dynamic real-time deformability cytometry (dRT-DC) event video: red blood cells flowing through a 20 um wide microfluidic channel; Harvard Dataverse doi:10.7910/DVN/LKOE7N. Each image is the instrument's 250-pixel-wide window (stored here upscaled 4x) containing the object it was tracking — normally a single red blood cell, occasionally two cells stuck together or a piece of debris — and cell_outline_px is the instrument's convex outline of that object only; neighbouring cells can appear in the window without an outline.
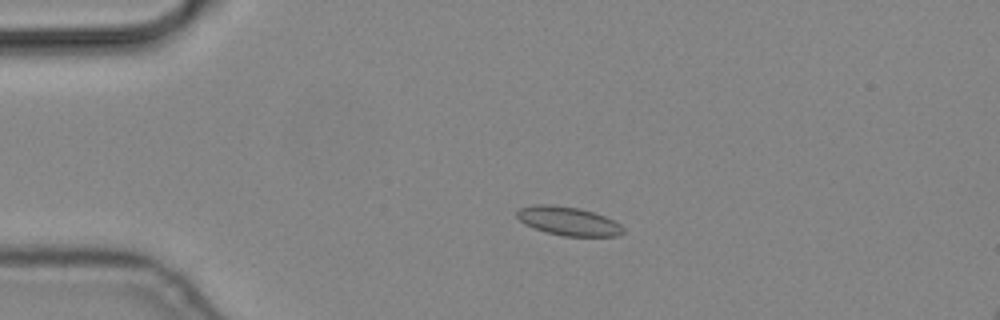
{"species": "common noctule bat (a hibernating species)", "species_latin": "Nyctalus noctula", "temperature_condition": "cold", "stored_images_in_passage": 5, "camera_frame_rate_fps": 3000, "um_per_image_px": 0.085, "animal": {"sex": "male", "body_mass_g": 19.2, "forearm_length_mm": 51.8}, "frame": {"image": 1, "passage_image": 4, "time_ms": 1.0, "image_size_px": [1000, 320], "cell_outline_px": [[624, 232], [616, 236], [564, 236], [548, 232], [524, 224], [516, 216], [516, 212], [520, 208], [536, 204], [548, 204], [580, 208], [604, 216], [620, 224], [624, 228]], "centroid_in_image_um": [48.3, 18.79], "position_along_channel_um": 36.7, "area_um2": 17.57}}